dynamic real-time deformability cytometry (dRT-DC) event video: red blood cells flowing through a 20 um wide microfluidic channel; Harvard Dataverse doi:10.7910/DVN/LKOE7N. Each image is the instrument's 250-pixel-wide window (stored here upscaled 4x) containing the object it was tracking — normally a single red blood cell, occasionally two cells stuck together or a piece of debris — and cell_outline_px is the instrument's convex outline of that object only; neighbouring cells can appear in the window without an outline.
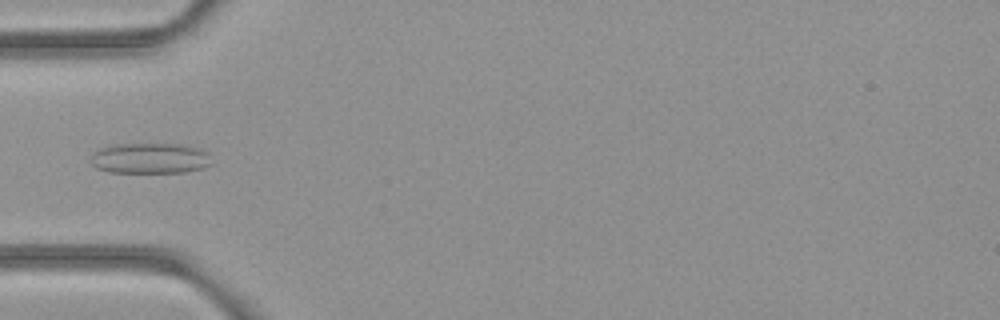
{"species": "common noctule bat (a hibernating species)", "species_latin": "Nyctalus noctula", "temperature_condition": "room temperature", "stored_images_in_passage": 3, "camera_frame_rate_fps": 3000, "um_per_image_px": 0.085, "animal": {"sex": "female", "body_mass_g": 21.9}, "frame": {"image": 1, "passage_image": 3, "time_ms": 0.667, "image_size_px": [1000, 320], "cell_outline_px": [[212, 164], [204, 168], [184, 172], [108, 172], [96, 168], [88, 160], [92, 152], [100, 148], [116, 144], [180, 144], [200, 148], [208, 152]], "centroid_in_image_um": [12.74, 13.45], "position_along_channel_um": 72.3, "area_um2": 21.85}}